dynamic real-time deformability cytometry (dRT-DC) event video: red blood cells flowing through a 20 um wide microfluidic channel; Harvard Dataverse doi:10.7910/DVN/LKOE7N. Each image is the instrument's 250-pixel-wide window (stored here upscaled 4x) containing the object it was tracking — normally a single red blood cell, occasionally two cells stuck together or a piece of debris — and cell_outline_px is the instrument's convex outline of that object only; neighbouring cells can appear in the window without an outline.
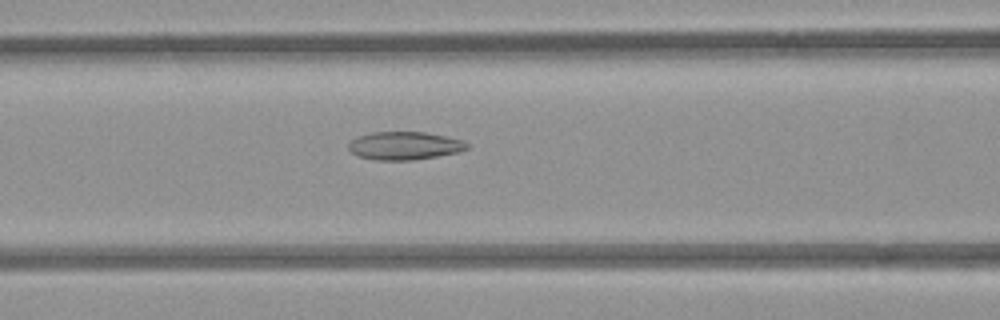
{"species": "common noctule bat (a hibernating species)", "species_latin": "Nyctalus noctula", "temperature_condition": "room temperature", "stored_images_in_passage": 53, "camera_frame_rate_fps": 3000, "um_per_image_px": 0.085, "animal": {"sex": "female", "body_mass_g": 21.9}, "frame": {"image": 1, "passage_image": 22, "time_ms": 7.0, "image_size_px": [1000, 320], "cell_outline_px": [[468, 148], [456, 152], [436, 156], [412, 160], [376, 160], [360, 156], [352, 152], [348, 148], [348, 140], [356, 136], [368, 132], [424, 132], [464, 140], [468, 144]], "centroid_in_image_um": [34.32, 12.37], "position_along_channel_um": 132.3, "area_um2": 19.36}}
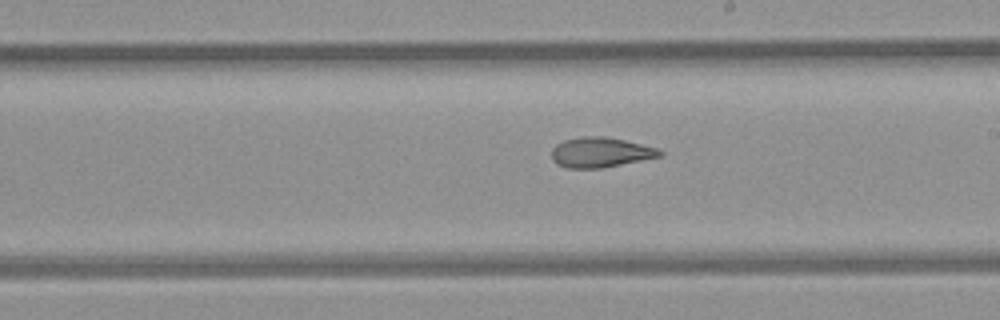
{"frame": {"image": 2, "passage_image": 30, "time_ms": 9.667, "image_size_px": [1000, 320], "cell_outline_px": [[664, 152], [660, 156], [600, 168], [568, 168], [556, 164], [552, 160], [552, 148], [556, 144], [564, 140], [584, 136], [608, 136], [660, 148]], "centroid_in_image_um": [51.03, 12.93], "position_along_channel_um": 238.0, "area_um2": 18.96}}
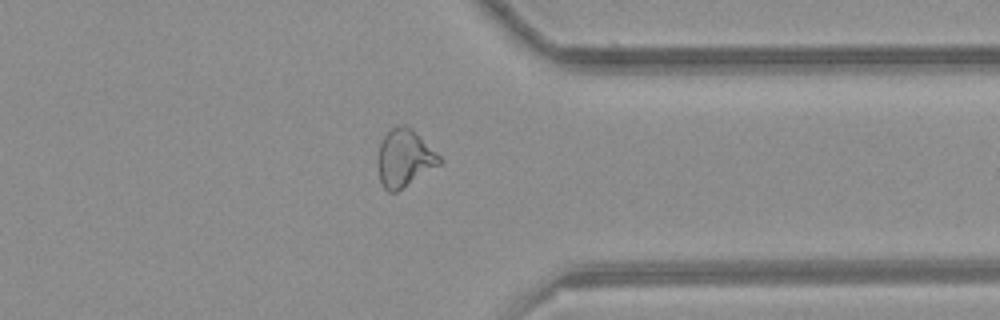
{"frame": {"image": 3, "passage_image": 41, "time_ms": 13.333, "image_size_px": [1000, 320], "cell_outline_px": [[444, 160], [440, 164], [396, 192], [388, 192], [384, 188], [380, 180], [376, 160], [376, 156], [380, 144], [384, 136], [396, 124], [404, 124], [412, 128]], "centroid_in_image_um": [34.35, 13.43], "position_along_channel_um": 377.1, "area_um2": 20.69}, "authors_computed_cell_mechanics": {"area_um2": 22.0796, "velocity_mm_per_s": 3.9538, "shape_relaxation_time_tau1_ms": null, "shape_relaxation_time_tau2_ms": 2.8938, "deformation_change_tau1": null, "deformation_change_tau2": 0.0993}}